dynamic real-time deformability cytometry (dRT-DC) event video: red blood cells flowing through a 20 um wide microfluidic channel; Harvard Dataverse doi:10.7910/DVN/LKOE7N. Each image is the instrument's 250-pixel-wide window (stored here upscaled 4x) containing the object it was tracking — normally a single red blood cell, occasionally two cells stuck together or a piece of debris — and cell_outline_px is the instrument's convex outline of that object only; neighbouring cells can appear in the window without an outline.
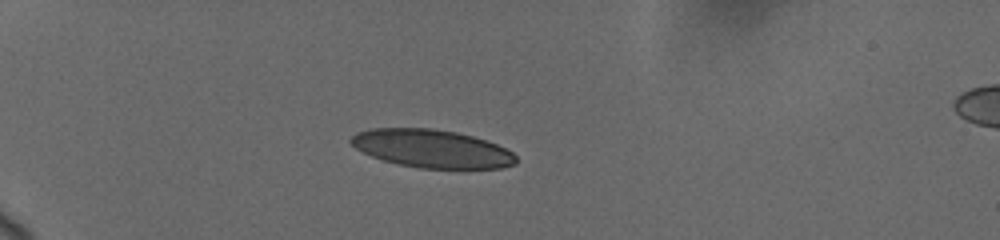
{"species": "human", "species_latin": "Homo sapiens", "temperature_condition": "cold", "stored_images_in_passage": 11, "camera_frame_rate_fps": 3000, "um_per_image_px": 0.085, "donor": {"sex": "female"}, "frame": {"image": 1, "passage_image": 8, "time_ms": 5.333, "image_size_px": [1000, 240], "cell_outline_px": [[516, 164], [500, 168], [420, 168], [400, 164], [384, 160], [372, 156], [356, 148], [348, 140], [356, 132], [372, 128], [432, 128], [456, 132], [472, 136], [496, 144], [512, 152], [516, 156]], "centroid_in_image_um": [36.69, 12.63], "position_along_channel_um": 48.3, "area_um2": 36.36}}
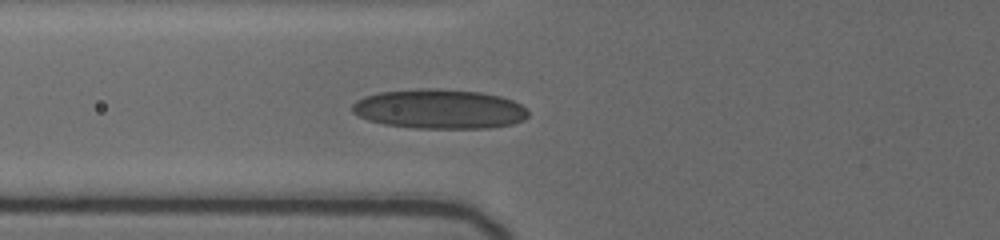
{"frame": {"image": 2, "passage_image": 11, "time_ms": 7.667, "image_size_px": [1000, 240], "cell_outline_px": [[528, 116], [524, 120], [512, 124], [488, 128], [416, 128], [384, 124], [368, 120], [352, 112], [352, 104], [356, 100], [364, 96], [380, 92], [420, 88], [432, 88], [480, 92], [500, 96], [512, 100], [520, 104], [528, 112]], "centroid_in_image_um": [37.33, 9.26], "position_along_channel_um": 88.5, "area_um2": 40.52}}